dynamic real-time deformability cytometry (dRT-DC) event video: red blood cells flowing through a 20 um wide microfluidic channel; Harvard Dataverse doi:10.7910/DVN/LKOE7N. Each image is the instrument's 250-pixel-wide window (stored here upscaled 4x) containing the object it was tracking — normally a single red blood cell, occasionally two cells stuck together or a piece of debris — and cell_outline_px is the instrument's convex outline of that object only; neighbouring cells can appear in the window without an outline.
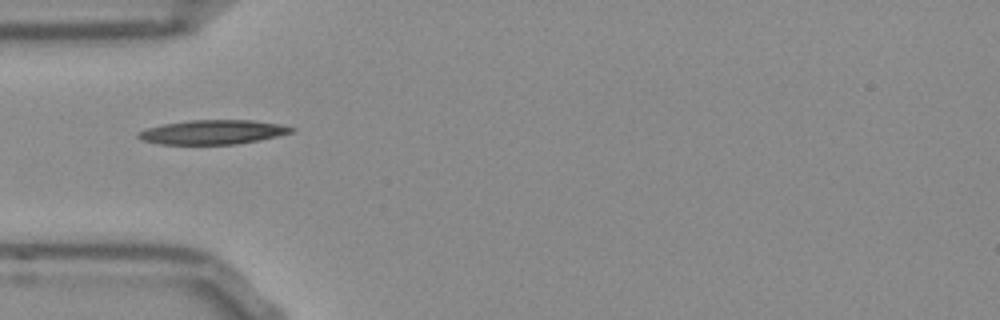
{"species": "Egyptian fruit bat (a non-hibernating species)", "species_latin": "Rousettus aegyptiacus", "temperature_condition": "room temperature", "stored_images_in_passage": 37, "camera_frame_rate_fps": 3000, "um_per_image_px": 0.085, "frame": {"image": 1, "passage_image": 1, "time_ms": 0.0, "image_size_px": [1000, 320], "cell_outline_px": [[296, 128], [292, 132], [276, 136], [256, 140], [232, 144], [160, 144], [140, 140], [136, 136], [136, 132], [148, 128], [164, 124], [188, 120], [252, 120], [280, 124]], "centroid_in_image_um": [18.03, 11.22], "position_along_channel_um": 67.0, "area_um2": 21.5}}
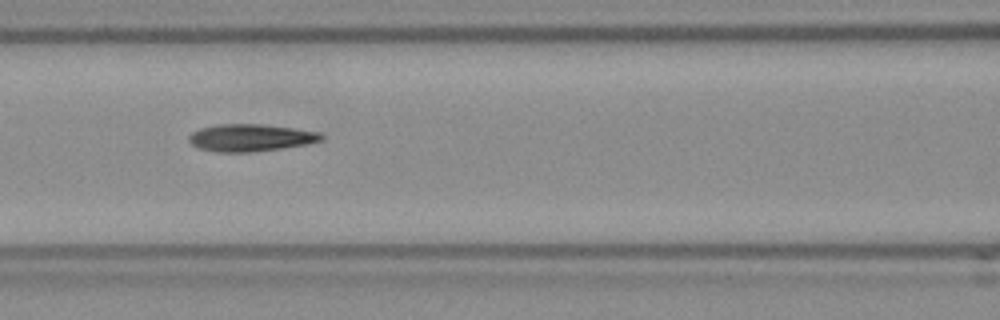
{"frame": {"image": 2, "passage_image": 7, "time_ms": 2.0, "image_size_px": [1000, 320], "cell_outline_px": [[324, 140], [308, 144], [280, 148], [248, 152], [216, 152], [200, 148], [192, 144], [188, 140], [188, 136], [192, 132], [200, 128], [220, 124], [260, 124], [292, 128], [320, 132], [324, 136]], "centroid_in_image_um": [21.31, 11.7], "position_along_channel_um": 145.3, "area_um2": 20.92}}
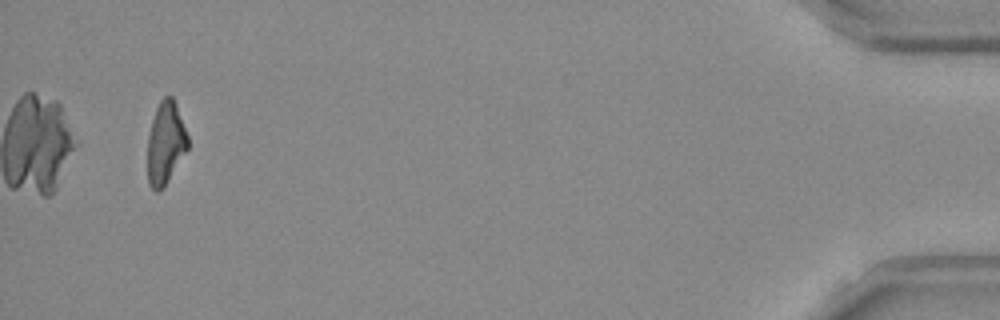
{"frame": {"image": 3, "passage_image": 35, "time_ms": 11.333, "image_size_px": [1000, 320], "cell_outline_px": [[188, 148], [164, 184], [156, 192], [148, 184], [148, 136], [152, 120], [156, 108], [160, 100], [164, 96], [172, 96], [176, 104], [188, 136]], "centroid_in_image_um": [14.06, 12.1], "position_along_channel_um": 421.1, "area_um2": 18.84}, "authors_computed_cell_mechanics": {"area_um2": 20.4034, "velocity_mm_per_s": 3.8655, "shape_relaxation_time_tau1_ms": 6.6438, "shape_relaxation_time_tau2_ms": 3.0863, "deformation_change_tau1": 0.2063, "deformation_change_tau2": 0.1246}}